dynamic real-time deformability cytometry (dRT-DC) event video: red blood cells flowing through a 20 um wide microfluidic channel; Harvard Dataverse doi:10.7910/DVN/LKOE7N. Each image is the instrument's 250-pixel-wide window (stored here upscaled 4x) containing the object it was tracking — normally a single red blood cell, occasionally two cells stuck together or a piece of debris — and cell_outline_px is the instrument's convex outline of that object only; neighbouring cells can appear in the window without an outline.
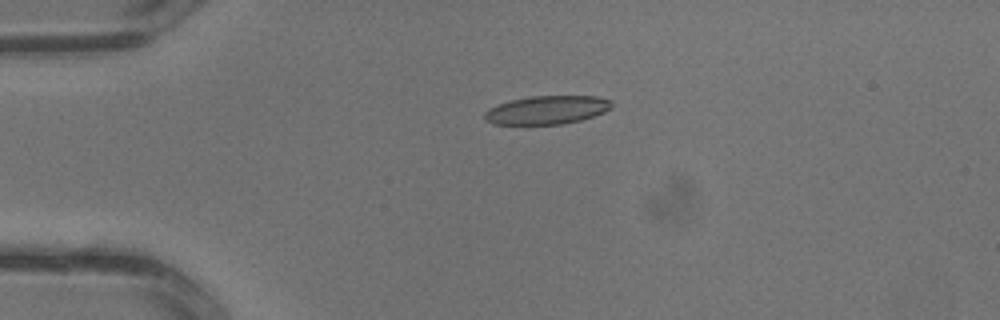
{"species": "common noctule bat (a hibernating species)", "species_latin": "Nyctalus noctula", "temperature_condition": "warm", "stored_images_in_passage": 4, "camera_frame_rate_fps": 3000, "um_per_image_px": 0.085, "animal": {"sex": "male", "body_mass_g": 13.3}, "frame": {"image": 1, "passage_image": 3, "time_ms": 0.667, "image_size_px": [1000, 320], "cell_outline_px": [[612, 108], [604, 112], [580, 120], [560, 124], [492, 124], [484, 120], [484, 112], [488, 108], [512, 100], [528, 96], [596, 96], [612, 100]], "centroid_in_image_um": [46.48, 9.34], "position_along_channel_um": 38.5, "area_um2": 21.04}}